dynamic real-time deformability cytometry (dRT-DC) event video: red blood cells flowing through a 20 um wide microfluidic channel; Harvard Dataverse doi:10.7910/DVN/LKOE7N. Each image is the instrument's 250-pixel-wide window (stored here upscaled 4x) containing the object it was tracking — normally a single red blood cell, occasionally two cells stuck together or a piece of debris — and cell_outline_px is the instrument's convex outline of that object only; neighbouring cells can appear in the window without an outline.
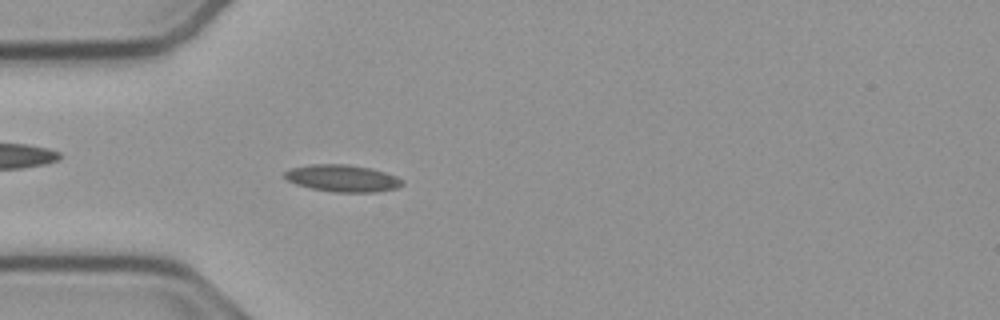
{"species": "common noctule bat (a hibernating species)", "species_latin": "Nyctalus noctula", "temperature_condition": "cold", "stored_images_in_passage": 47, "camera_frame_rate_fps": 3000, "um_per_image_px": 0.085, "animal": {"sex": "male", "body_mass_g": 23.1, "forearm_length_mm": 52.7}, "frame": {"image": 1, "passage_image": 9, "time_ms": 2.667, "image_size_px": [1000, 320], "cell_outline_px": [[404, 184], [396, 188], [376, 192], [332, 192], [312, 188], [296, 184], [288, 180], [284, 176], [284, 172], [292, 168], [312, 164], [348, 164], [372, 168], [396, 176], [404, 180]], "centroid_in_image_um": [29.14, 15.15], "position_along_channel_um": 55.9, "area_um2": 18.5}}
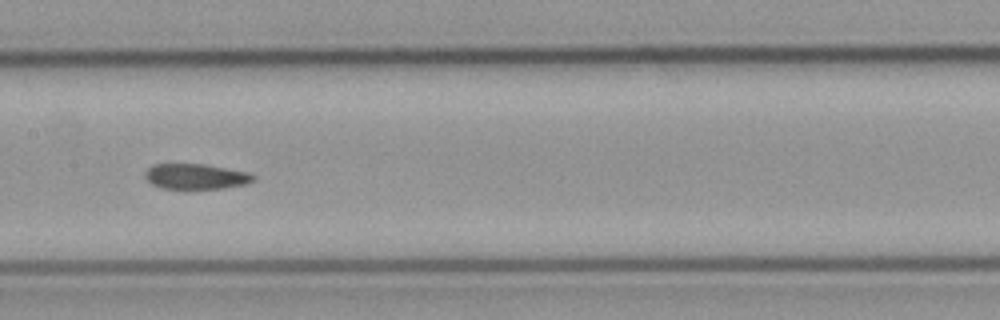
{"frame": {"image": 2, "passage_image": 20, "time_ms": 6.333, "image_size_px": [1000, 320], "cell_outline_px": [[256, 180], [244, 184], [224, 188], [192, 192], [184, 192], [160, 188], [152, 184], [144, 176], [144, 172], [152, 164], [204, 164], [248, 172], [256, 176]], "centroid_in_image_um": [16.61, 15.06], "position_along_channel_um": 190.8, "area_um2": 16.99}}
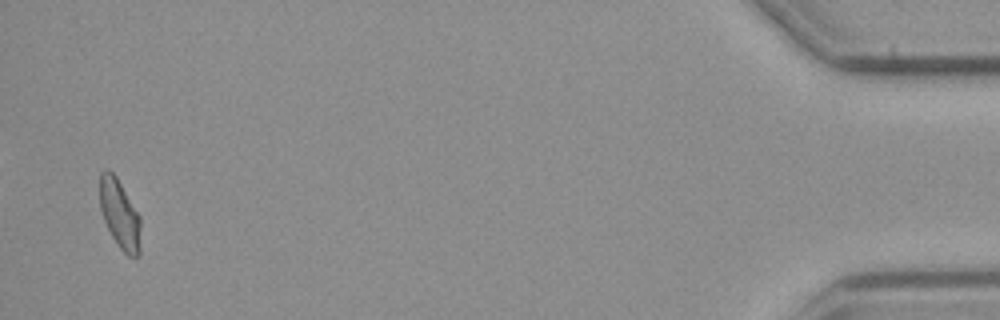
{"frame": {"image": 3, "passage_image": 46, "time_ms": 15.0, "image_size_px": [1000, 320], "cell_outline_px": [[140, 256], [128, 256], [120, 248], [112, 236], [104, 220], [100, 208], [100, 172], [104, 168], [108, 168], [116, 176], [140, 216]], "centroid_in_image_um": [10.17, 18.18], "position_along_channel_um": 425.0, "area_um2": 16.42}, "authors_computed_cell_mechanics": {"area_um2": 17.051, "velocity_mm_per_s": 3.7779, "shape_relaxation_time_tau1_ms": 6.9869, "shape_relaxation_time_tau2_ms": 2.5912, "deformation_change_tau1": 0.1349, "deformation_change_tau2": 0.0702}}